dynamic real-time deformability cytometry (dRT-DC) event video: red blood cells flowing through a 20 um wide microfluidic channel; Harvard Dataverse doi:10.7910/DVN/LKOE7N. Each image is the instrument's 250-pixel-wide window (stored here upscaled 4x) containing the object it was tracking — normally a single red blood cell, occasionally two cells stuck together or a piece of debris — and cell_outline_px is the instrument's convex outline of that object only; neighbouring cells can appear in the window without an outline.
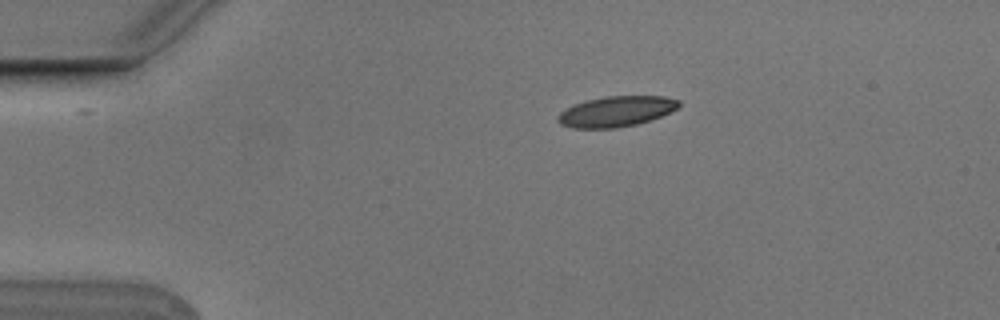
{"species": "Egyptian fruit bat (a non-hibernating species)", "species_latin": "Rousettus aegyptiacus", "temperature_condition": "cold", "stored_images_in_passage": 5, "camera_frame_rate_fps": 3000, "um_per_image_px": 0.085, "animal": {"sex": "male"}, "frame": {"image": 1, "passage_image": 1, "time_ms": 0.0, "image_size_px": [1000, 320], "cell_outline_px": [[680, 104], [676, 108], [652, 120], [636, 124], [616, 128], [572, 128], [560, 124], [556, 120], [556, 116], [560, 112], [576, 104], [588, 100], [604, 96], [664, 96], [680, 100]], "centroid_in_image_um": [52.36, 9.48], "position_along_channel_um": 32.6, "area_um2": 21.39}}
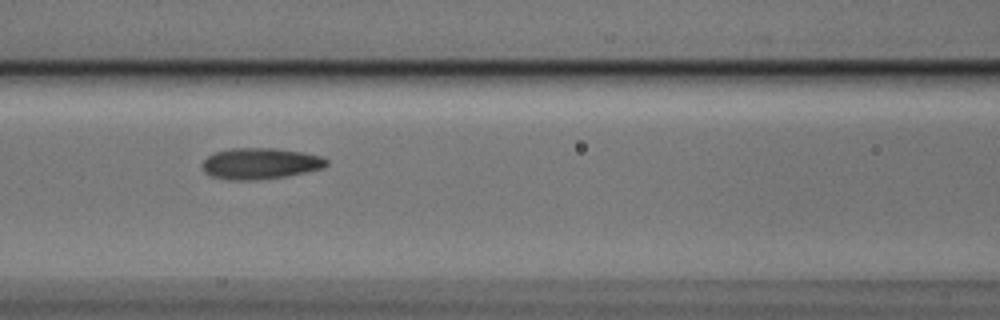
{"frame": {"image": 2, "passage_image": 4, "time_ms": 1.0, "image_size_px": [1000, 320], "cell_outline_px": [[328, 164], [324, 168], [288, 176], [260, 180], [228, 180], [212, 176], [204, 172], [200, 164], [208, 156], [216, 152], [232, 148], [276, 148], [304, 152], [320, 156], [328, 160]], "centroid_in_image_um": [22.13, 13.91], "position_along_channel_um": 144.5, "area_um2": 22.83}}
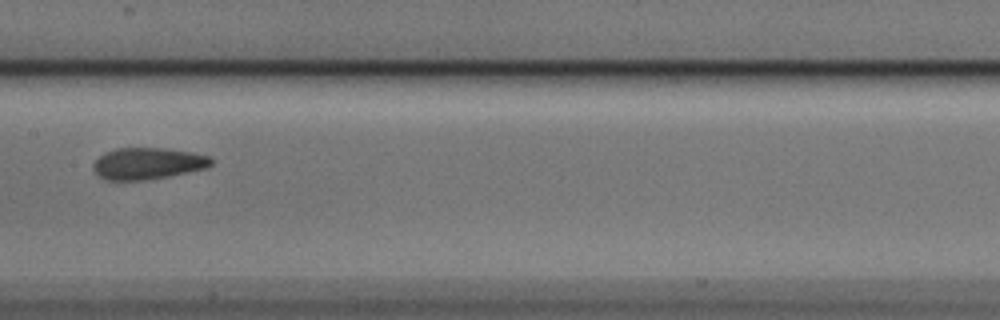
{"frame": {"image": 3, "passage_image": 5, "time_ms": 1.333, "image_size_px": [1000, 320], "cell_outline_px": [[212, 164], [208, 168], [168, 176], [144, 180], [108, 180], [100, 176], [92, 168], [92, 164], [104, 152], [116, 148], [164, 148], [192, 152], [212, 156]], "centroid_in_image_um": [12.58, 13.88], "position_along_channel_um": 194.8, "area_um2": 21.79}}